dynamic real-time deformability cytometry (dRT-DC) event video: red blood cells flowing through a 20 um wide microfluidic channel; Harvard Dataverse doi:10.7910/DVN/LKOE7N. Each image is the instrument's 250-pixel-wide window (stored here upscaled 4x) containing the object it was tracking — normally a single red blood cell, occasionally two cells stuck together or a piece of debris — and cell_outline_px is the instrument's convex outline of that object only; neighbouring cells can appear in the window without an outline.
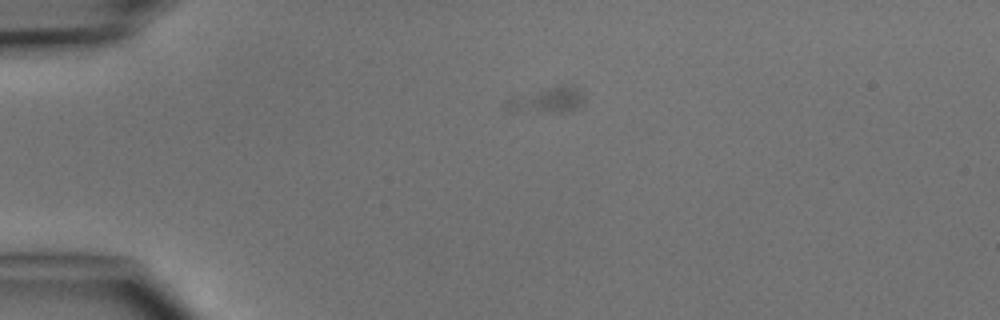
{"species": "common noctule bat (a hibernating species)", "species_latin": "Nyctalus noctula", "temperature_condition": "cold", "stored_images_in_passage": 5, "camera_frame_rate_fps": 3000, "um_per_image_px": 0.085, "animal": {"sex": "male", "body_mass_g": 15.6}, "frame": {"image": 1, "passage_image": 4, "time_ms": 3.667, "image_size_px": [1000, 320], "cell_outline_px": [[584, 100], [580, 104], [572, 108], [560, 112], [508, 108], [508, 100], [512, 96], [572, 84], [580, 92]], "centroid_in_image_um": [46.59, 8.46], "position_along_channel_um": 38.4, "area_um2": 10.23}}